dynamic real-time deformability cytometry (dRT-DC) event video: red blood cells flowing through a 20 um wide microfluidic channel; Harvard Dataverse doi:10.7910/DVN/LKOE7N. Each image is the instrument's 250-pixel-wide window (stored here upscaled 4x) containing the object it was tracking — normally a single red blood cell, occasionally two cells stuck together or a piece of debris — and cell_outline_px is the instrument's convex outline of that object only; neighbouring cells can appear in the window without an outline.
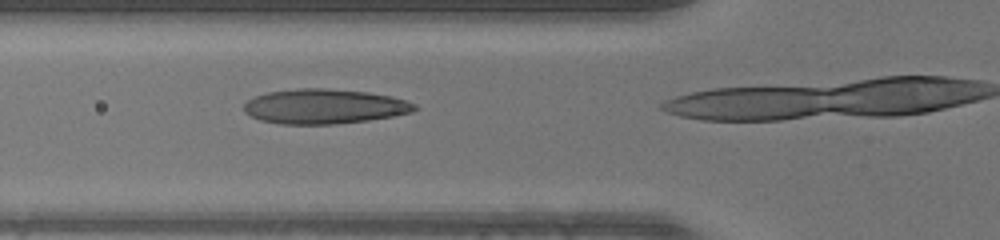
{"species": "human", "species_latin": "Homo sapiens", "temperature_condition": "warm", "stored_images_in_passage": 15, "camera_frame_rate_fps": 3000, "um_per_image_px": 0.085, "donor": {"sex": "male"}, "frame": {"image": 1, "passage_image": 12, "time_ms": 3.667, "image_size_px": [1000, 240], "cell_outline_px": [[420, 108], [412, 112], [392, 116], [368, 120], [332, 124], [280, 124], [260, 120], [244, 112], [244, 104], [248, 100], [256, 96], [268, 92], [300, 88], [324, 88], [368, 92], [392, 96], [416, 104]], "centroid_in_image_um": [27.58, 9.04], "position_along_channel_um": 98.2, "area_um2": 34.51}}